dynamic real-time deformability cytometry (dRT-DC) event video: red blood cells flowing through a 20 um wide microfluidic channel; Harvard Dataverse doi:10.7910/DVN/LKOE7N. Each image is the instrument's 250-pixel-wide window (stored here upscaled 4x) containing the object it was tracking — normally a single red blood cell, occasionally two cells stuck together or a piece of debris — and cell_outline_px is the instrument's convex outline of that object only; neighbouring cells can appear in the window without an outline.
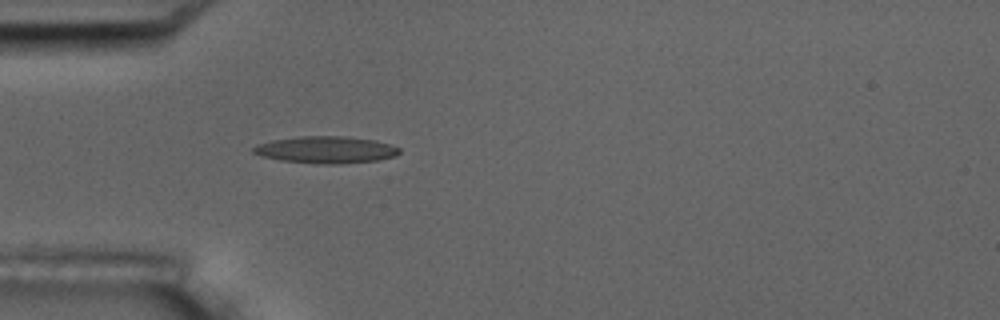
{"species": "common noctule bat (a hibernating species)", "species_latin": "Nyctalus noctula", "temperature_condition": "room temperature", "stored_images_in_passage": 2, "camera_frame_rate_fps": 3000, "um_per_image_px": 0.085, "animal": {"sex": "male", "body_mass_g": 17.5, "forearm_length_mm": 52.3}, "frame": {"image": 1, "passage_image": 2, "time_ms": 1.333, "image_size_px": [1000, 320], "cell_outline_px": [[400, 152], [396, 156], [376, 160], [340, 164], [324, 164], [280, 160], [264, 156], [252, 152], [252, 148], [256, 144], [272, 140], [300, 136], [344, 136], [376, 140], [400, 148]], "centroid_in_image_um": [27.71, 12.72], "position_along_channel_um": 57.3, "area_um2": 22.83}}